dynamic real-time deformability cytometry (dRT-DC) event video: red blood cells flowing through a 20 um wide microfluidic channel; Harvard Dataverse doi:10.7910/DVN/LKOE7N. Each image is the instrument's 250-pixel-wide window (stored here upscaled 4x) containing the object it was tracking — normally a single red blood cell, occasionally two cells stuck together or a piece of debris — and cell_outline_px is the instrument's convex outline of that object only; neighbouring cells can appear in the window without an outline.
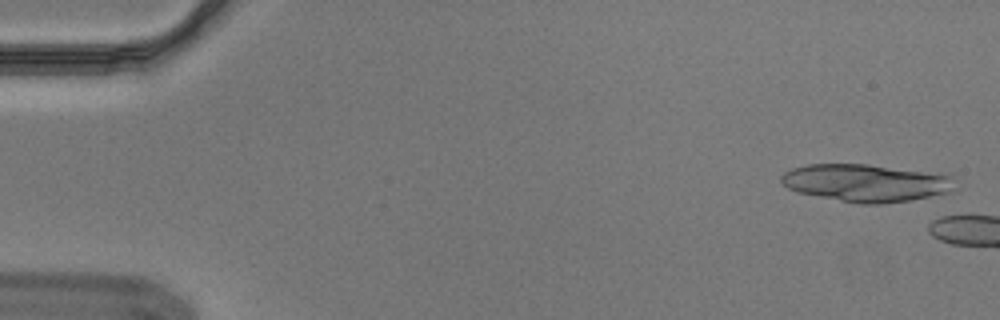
{"species": "Egyptian fruit bat (a non-hibernating species)", "species_latin": "Rousettus aegyptiacus", "temperature_condition": "cold", "stored_images_in_passage": 5, "camera_frame_rate_fps": 3000, "um_per_image_px": 0.085, "animal": {"sex": "male"}, "frame": {"image": 1, "passage_image": 2, "time_ms": 0.333, "image_size_px": [1000, 320], "cell_outline_px": [[956, 192], [908, 200], [880, 204], [860, 204], [796, 192], [788, 188], [780, 180], [780, 176], [784, 172], [792, 168], [808, 164], [868, 164], [952, 172]], "centroid_in_image_um": [73.75, 15.52], "position_along_channel_um": 11.2, "area_um2": 39.13}}